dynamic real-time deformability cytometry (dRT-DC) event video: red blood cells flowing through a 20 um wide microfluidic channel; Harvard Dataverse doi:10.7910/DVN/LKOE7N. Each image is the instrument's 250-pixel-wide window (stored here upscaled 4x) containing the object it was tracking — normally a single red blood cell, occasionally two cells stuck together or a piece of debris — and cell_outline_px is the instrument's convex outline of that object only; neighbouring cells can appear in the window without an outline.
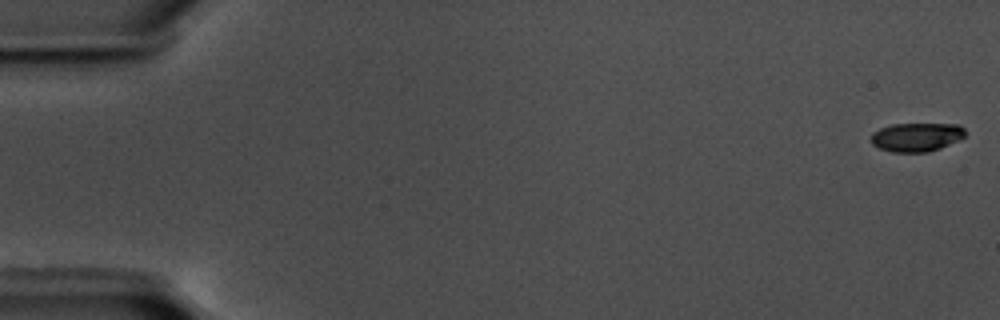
{"species": "common noctule bat (a hibernating species)", "species_latin": "Nyctalus noctula", "temperature_condition": "warm", "stored_images_in_passage": 15, "camera_frame_rate_fps": 3000, "um_per_image_px": 0.085, "animal": {"sex": "male", "body_mass_g": 17.5, "forearm_length_mm": 52.3}, "frame": {"image": 1, "passage_image": 1, "time_ms": 0.0, "image_size_px": [1000, 320], "cell_outline_px": [[964, 136], [940, 148], [928, 152], [892, 152], [880, 148], [872, 144], [872, 132], [880, 128], [892, 124], [960, 124], [964, 128]], "centroid_in_image_um": [77.88, 11.64], "position_along_channel_um": 7.1, "area_um2": 15.61}}